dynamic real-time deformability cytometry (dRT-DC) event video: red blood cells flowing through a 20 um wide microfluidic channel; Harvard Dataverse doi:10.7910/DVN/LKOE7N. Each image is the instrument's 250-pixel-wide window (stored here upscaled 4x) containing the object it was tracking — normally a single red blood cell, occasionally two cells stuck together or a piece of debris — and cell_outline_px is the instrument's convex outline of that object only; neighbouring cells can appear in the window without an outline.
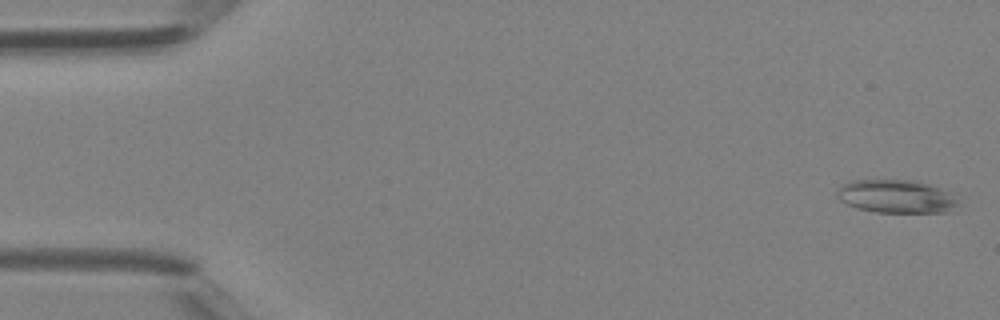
{"species": "Egyptian fruit bat (a non-hibernating species)", "species_latin": "Rousettus aegyptiacus", "temperature_condition": "room temperature", "stored_images_in_passage": 43, "camera_frame_rate_fps": 3000, "um_per_image_px": 0.085, "animal": {"sex": "female"}, "frame": {"image": 1, "passage_image": 1, "time_ms": 0.0, "image_size_px": [1000, 320], "cell_outline_px": [[960, 204], [956, 212], [876, 212], [856, 208], [840, 200], [836, 196], [836, 192], [844, 184], [852, 180], [912, 180], [928, 184], [948, 192]], "centroid_in_image_um": [76.21, 16.71], "position_along_channel_um": 8.8, "area_um2": 23.41}}
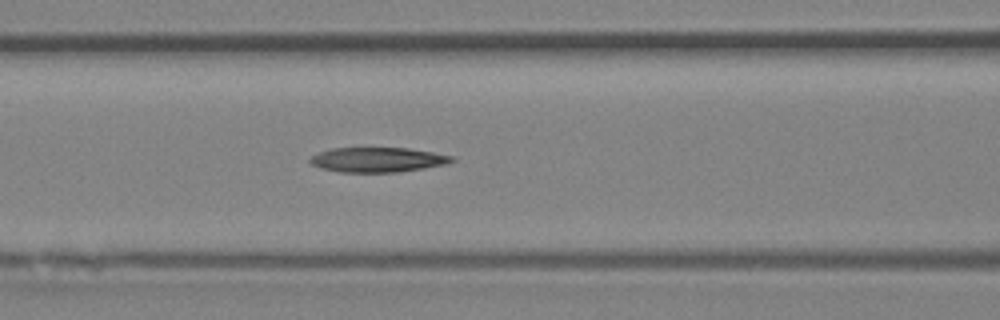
{"frame": {"image": 2, "passage_image": 18, "time_ms": 5.667, "image_size_px": [1000, 320], "cell_outline_px": [[456, 160], [444, 164], [424, 168], [396, 172], [340, 172], [320, 168], [312, 164], [308, 160], [312, 156], [320, 152], [332, 148], [408, 148], [456, 156]], "centroid_in_image_um": [32.12, 13.57], "position_along_channel_um": 134.5, "area_um2": 20.4}}
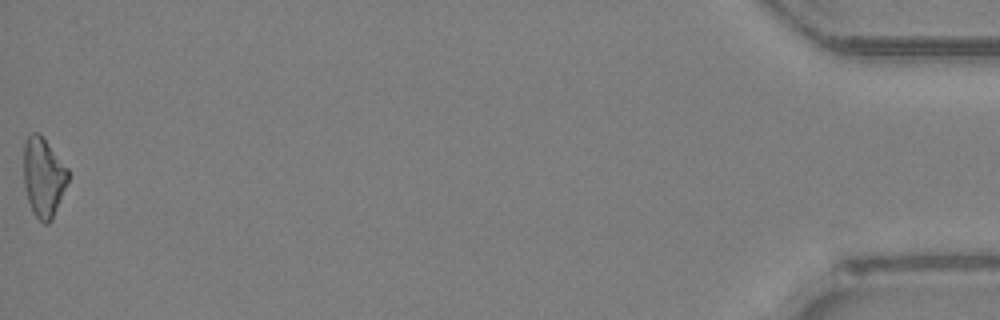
{"frame": {"image": 3, "passage_image": 43, "time_ms": 14.0, "image_size_px": [1000, 320], "cell_outline_px": [[68, 180], [52, 220], [48, 224], [44, 224], [32, 212], [28, 200], [24, 184], [24, 144], [28, 136], [32, 132], [40, 132], [68, 168]], "centroid_in_image_um": [3.69, 15.04], "position_along_channel_um": 431.5, "area_um2": 20.52}}